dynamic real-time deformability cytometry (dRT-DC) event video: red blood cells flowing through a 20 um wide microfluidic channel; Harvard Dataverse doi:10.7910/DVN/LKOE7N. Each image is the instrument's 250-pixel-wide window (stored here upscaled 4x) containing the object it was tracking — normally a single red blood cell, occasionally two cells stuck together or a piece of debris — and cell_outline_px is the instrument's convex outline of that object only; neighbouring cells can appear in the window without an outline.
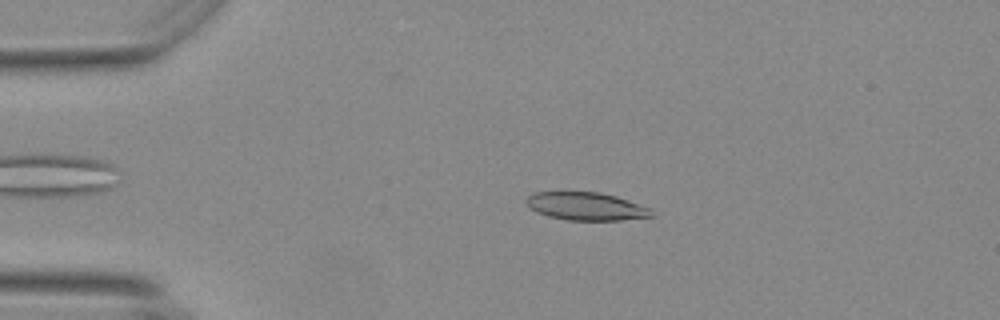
{"species": "Egyptian fruit bat (a non-hibernating species)", "species_latin": "Rousettus aegyptiacus", "temperature_condition": "warm", "stored_images_in_passage": 51, "camera_frame_rate_fps": 3000, "um_per_image_px": 0.085, "animal": {"sex": "female"}, "frame": {"image": 1, "passage_image": 11, "time_ms": 3.333, "image_size_px": [1000, 320], "cell_outline_px": [[652, 216], [620, 220], [568, 220], [548, 216], [536, 212], [524, 200], [532, 192], [560, 188], [600, 192], [616, 196], [652, 208]], "centroid_in_image_um": [49.73, 17.47], "position_along_channel_um": 35.3, "area_um2": 21.33}}
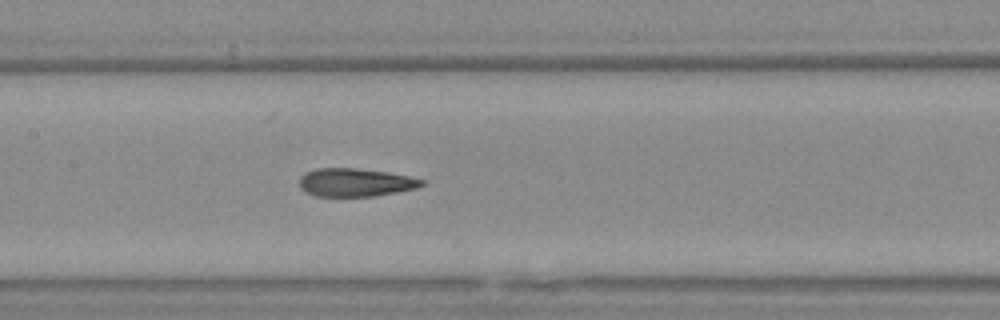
{"frame": {"image": 2, "passage_image": 26, "time_ms": 8.333, "image_size_px": [1000, 320], "cell_outline_px": [[424, 184], [416, 188], [396, 192], [372, 196], [316, 196], [300, 188], [300, 176], [316, 168], [356, 168], [388, 172], [408, 176], [424, 180]], "centroid_in_image_um": [30.21, 15.5], "position_along_channel_um": 177.2, "area_um2": 19.88}}
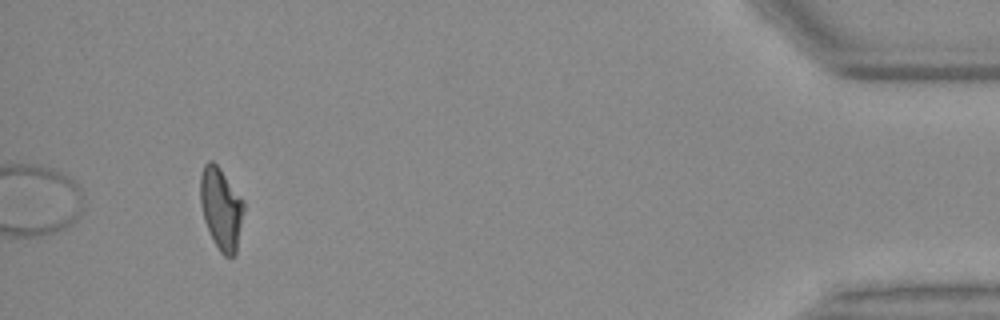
{"frame": {"image": 3, "passage_image": 51, "time_ms": 16.667, "image_size_px": [1000, 320], "cell_outline_px": [[244, 212], [236, 252], [232, 256], [224, 256], [220, 252], [204, 220], [200, 204], [200, 176], [204, 164], [208, 160], [212, 160], [220, 168], [244, 200]], "centroid_in_image_um": [18.79, 17.68], "position_along_channel_um": 416.4, "area_um2": 20.69}, "authors_computed_cell_mechanics": {"area_um2": 20.8658, "velocity_mm_per_s": 3.6941, "shape_relaxation_time_tau1_ms": 5.797, "shape_relaxation_time_tau2_ms": 1.3753, "deformation_change_tau1": 0.2202, "deformation_change_tau2": 0.1031}}